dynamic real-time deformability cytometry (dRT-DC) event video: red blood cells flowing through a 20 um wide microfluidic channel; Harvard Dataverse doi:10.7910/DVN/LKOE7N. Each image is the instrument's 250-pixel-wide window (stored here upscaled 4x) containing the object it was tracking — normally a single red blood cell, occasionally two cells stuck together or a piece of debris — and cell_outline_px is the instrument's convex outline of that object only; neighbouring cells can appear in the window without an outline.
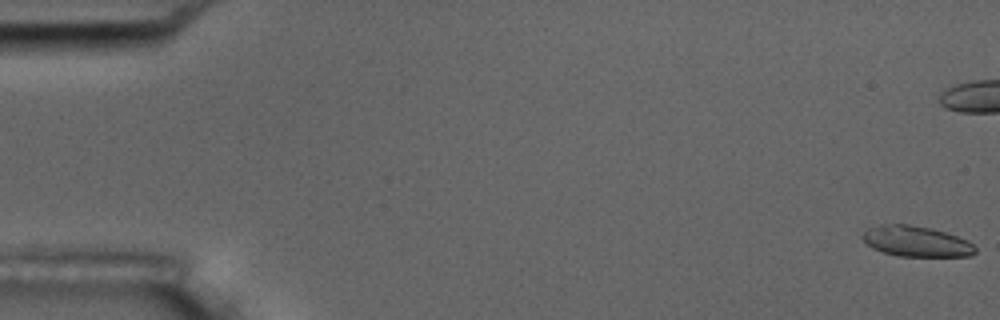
{"species": "common noctule bat (a hibernating species)", "species_latin": "Nyctalus noctula", "temperature_condition": "room temperature", "stored_images_in_passage": 19, "camera_frame_rate_fps": 3000, "um_per_image_px": 0.085, "animal": {"sex": "male", "body_mass_g": 17.5, "forearm_length_mm": 52.3}, "frame": {"image": 1, "passage_image": 1, "time_ms": 0.0, "image_size_px": [1000, 320], "cell_outline_px": [[976, 252], [972, 256], [900, 256], [884, 252], [872, 248], [864, 240], [864, 232], [868, 228], [880, 224], [908, 224], [932, 228], [968, 240], [976, 248]], "centroid_in_image_um": [77.91, 20.51], "position_along_channel_um": 7.1, "area_um2": 19.94}}
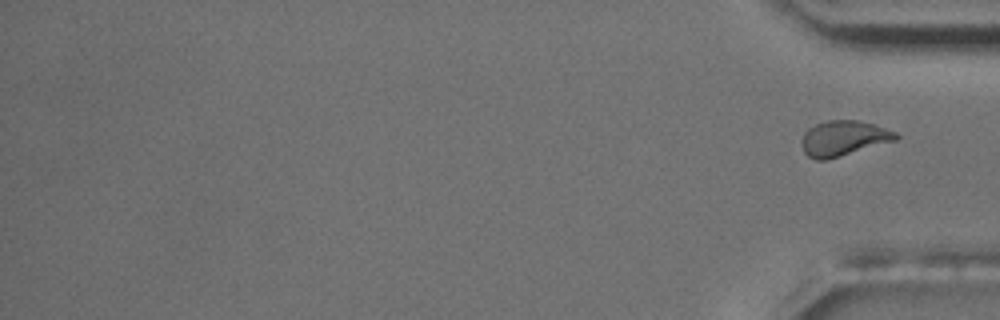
{"frame": {"image": 2, "passage_image": 19, "time_ms": 20.667, "image_size_px": [1000, 320], "cell_outline_px": [[900, 136], [896, 140], [828, 160], [816, 160], [808, 156], [804, 152], [800, 144], [800, 140], [804, 132], [808, 128], [816, 124], [828, 120], [860, 120], [896, 132]], "centroid_in_image_um": [71.66, 11.76], "position_along_channel_um": 363.5, "area_um2": 19.48}}